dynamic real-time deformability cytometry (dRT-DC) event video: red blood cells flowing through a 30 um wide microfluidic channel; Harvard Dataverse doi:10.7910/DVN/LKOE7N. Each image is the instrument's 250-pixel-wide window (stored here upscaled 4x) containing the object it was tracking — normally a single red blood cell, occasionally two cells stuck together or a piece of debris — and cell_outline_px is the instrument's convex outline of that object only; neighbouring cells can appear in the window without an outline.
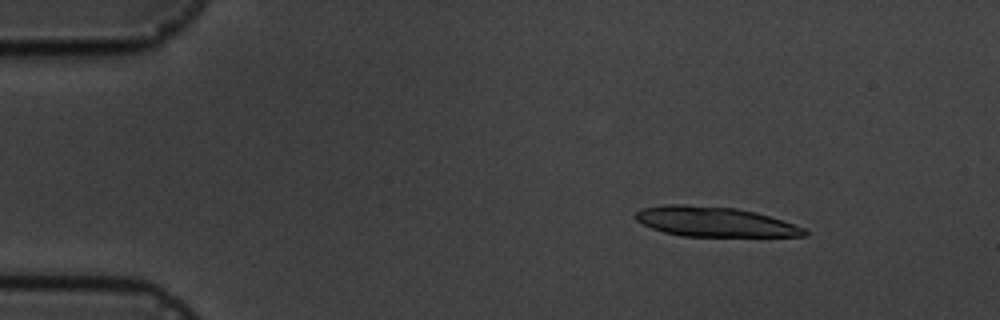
{"species": "common noctule bat (a hibernating species)", "species_latin": "Nyctalus noctula", "temperature_condition": "cold", "stored_images_in_passage": 5, "camera_frame_rate_fps": 3000, "um_per_image_px": 0.085, "animal": {"sex": "male", "body_mass_g": 19.5, "forearm_length_mm": 54.6}, "frame": {"image": 1, "passage_image": 2, "time_ms": 1.333, "image_size_px": [1000, 320], "cell_outline_px": [[808, 232], [804, 236], [680, 236], [664, 232], [652, 228], [636, 220], [632, 216], [640, 208], [664, 204], [680, 204], [736, 208], [756, 212], [804, 228]], "centroid_in_image_um": [60.66, 18.84], "position_along_channel_um": 24.3, "area_um2": 29.19}}